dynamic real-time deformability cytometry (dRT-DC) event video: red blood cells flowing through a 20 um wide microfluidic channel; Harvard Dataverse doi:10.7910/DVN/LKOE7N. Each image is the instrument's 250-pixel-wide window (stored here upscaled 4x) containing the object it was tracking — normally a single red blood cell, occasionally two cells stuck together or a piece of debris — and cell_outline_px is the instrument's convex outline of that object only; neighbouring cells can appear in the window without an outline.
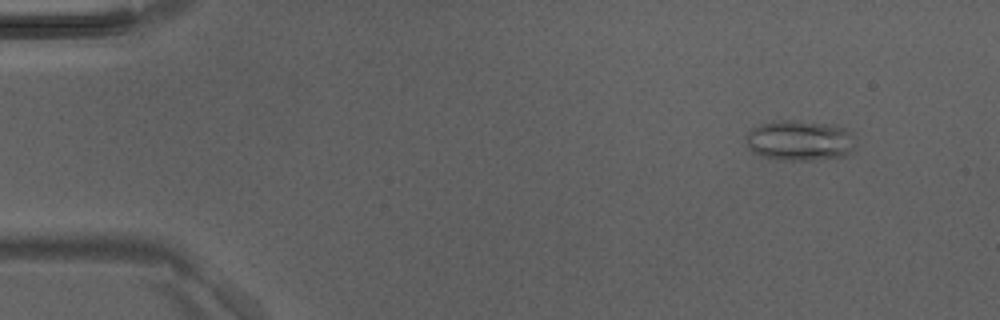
{"species": "Egyptian fruit bat (a non-hibernating species)", "species_latin": "Rousettus aegyptiacus", "temperature_condition": "room temperature", "stored_images_in_passage": 5, "camera_frame_rate_fps": 3000, "um_per_image_px": 0.085, "animal": {"sex": "male"}, "frame": {"image": 1, "passage_image": 1, "time_ms": 0.0, "image_size_px": [1000, 320], "cell_outline_px": [[852, 152], [844, 156], [816, 160], [784, 160], [764, 156], [752, 152], [748, 148], [744, 140], [744, 136], [752, 128], [760, 124], [784, 120], [788, 120], [836, 124], [852, 132]], "centroid_in_image_um": [67.95, 11.94], "position_along_channel_um": 17.1, "area_um2": 25.89}}